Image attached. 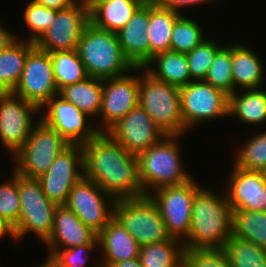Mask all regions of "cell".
Listing matches in <instances>:
<instances>
[{"label": "cell", "instance_id": "obj_46", "mask_svg": "<svg viewBox=\"0 0 266 267\" xmlns=\"http://www.w3.org/2000/svg\"><path fill=\"white\" fill-rule=\"evenodd\" d=\"M111 267H143L140 259L135 258L133 260H124L117 263H114Z\"/></svg>", "mask_w": 266, "mask_h": 267}, {"label": "cell", "instance_id": "obj_18", "mask_svg": "<svg viewBox=\"0 0 266 267\" xmlns=\"http://www.w3.org/2000/svg\"><path fill=\"white\" fill-rule=\"evenodd\" d=\"M139 84V75L137 77L133 74L103 79V96L99 111L103 127L100 132H106L132 108L139 105Z\"/></svg>", "mask_w": 266, "mask_h": 267}, {"label": "cell", "instance_id": "obj_40", "mask_svg": "<svg viewBox=\"0 0 266 267\" xmlns=\"http://www.w3.org/2000/svg\"><path fill=\"white\" fill-rule=\"evenodd\" d=\"M188 267H231L223 249H184Z\"/></svg>", "mask_w": 266, "mask_h": 267}, {"label": "cell", "instance_id": "obj_6", "mask_svg": "<svg viewBox=\"0 0 266 267\" xmlns=\"http://www.w3.org/2000/svg\"><path fill=\"white\" fill-rule=\"evenodd\" d=\"M113 218L129 231L140 246L171 239L160 210L149 195L115 200Z\"/></svg>", "mask_w": 266, "mask_h": 267}, {"label": "cell", "instance_id": "obj_35", "mask_svg": "<svg viewBox=\"0 0 266 267\" xmlns=\"http://www.w3.org/2000/svg\"><path fill=\"white\" fill-rule=\"evenodd\" d=\"M200 27L198 22L181 15L173 25L171 50L186 54L201 44L206 37Z\"/></svg>", "mask_w": 266, "mask_h": 267}, {"label": "cell", "instance_id": "obj_45", "mask_svg": "<svg viewBox=\"0 0 266 267\" xmlns=\"http://www.w3.org/2000/svg\"><path fill=\"white\" fill-rule=\"evenodd\" d=\"M6 234L13 237V239L16 238L13 226L0 216V239Z\"/></svg>", "mask_w": 266, "mask_h": 267}, {"label": "cell", "instance_id": "obj_48", "mask_svg": "<svg viewBox=\"0 0 266 267\" xmlns=\"http://www.w3.org/2000/svg\"><path fill=\"white\" fill-rule=\"evenodd\" d=\"M84 3L86 4L89 12L99 3H102V2H107V1H110V0H83Z\"/></svg>", "mask_w": 266, "mask_h": 267}, {"label": "cell", "instance_id": "obj_1", "mask_svg": "<svg viewBox=\"0 0 266 267\" xmlns=\"http://www.w3.org/2000/svg\"><path fill=\"white\" fill-rule=\"evenodd\" d=\"M84 177L97 183L115 200L145 196L138 174L137 157L106 132L82 145Z\"/></svg>", "mask_w": 266, "mask_h": 267}, {"label": "cell", "instance_id": "obj_9", "mask_svg": "<svg viewBox=\"0 0 266 267\" xmlns=\"http://www.w3.org/2000/svg\"><path fill=\"white\" fill-rule=\"evenodd\" d=\"M200 188L201 186L192 178L184 184L161 187L156 189L155 193L149 194L157 204L171 238L183 241L188 237L191 227L193 198Z\"/></svg>", "mask_w": 266, "mask_h": 267}, {"label": "cell", "instance_id": "obj_7", "mask_svg": "<svg viewBox=\"0 0 266 267\" xmlns=\"http://www.w3.org/2000/svg\"><path fill=\"white\" fill-rule=\"evenodd\" d=\"M20 212L13 227L16 238L22 239L28 232L36 233L43 242L52 234L56 204L48 199L37 178L18 174Z\"/></svg>", "mask_w": 266, "mask_h": 267}, {"label": "cell", "instance_id": "obj_20", "mask_svg": "<svg viewBox=\"0 0 266 267\" xmlns=\"http://www.w3.org/2000/svg\"><path fill=\"white\" fill-rule=\"evenodd\" d=\"M45 244L49 248V255L53 256L62 248H74L84 244H98V234L86 226L65 205H57L54 213L52 234Z\"/></svg>", "mask_w": 266, "mask_h": 267}, {"label": "cell", "instance_id": "obj_11", "mask_svg": "<svg viewBox=\"0 0 266 267\" xmlns=\"http://www.w3.org/2000/svg\"><path fill=\"white\" fill-rule=\"evenodd\" d=\"M114 202L97 183L83 176L71 189L64 205L99 234L113 218Z\"/></svg>", "mask_w": 266, "mask_h": 267}, {"label": "cell", "instance_id": "obj_14", "mask_svg": "<svg viewBox=\"0 0 266 267\" xmlns=\"http://www.w3.org/2000/svg\"><path fill=\"white\" fill-rule=\"evenodd\" d=\"M83 167L82 145L70 144L55 158L48 171L37 179L50 201L64 205L71 189L84 176Z\"/></svg>", "mask_w": 266, "mask_h": 267}, {"label": "cell", "instance_id": "obj_23", "mask_svg": "<svg viewBox=\"0 0 266 267\" xmlns=\"http://www.w3.org/2000/svg\"><path fill=\"white\" fill-rule=\"evenodd\" d=\"M231 54L233 93L237 87L244 90L261 88L264 70L258 55L241 44H231Z\"/></svg>", "mask_w": 266, "mask_h": 267}, {"label": "cell", "instance_id": "obj_34", "mask_svg": "<svg viewBox=\"0 0 266 267\" xmlns=\"http://www.w3.org/2000/svg\"><path fill=\"white\" fill-rule=\"evenodd\" d=\"M231 45L221 46L214 56L204 82L223 91L228 96L233 94Z\"/></svg>", "mask_w": 266, "mask_h": 267}, {"label": "cell", "instance_id": "obj_17", "mask_svg": "<svg viewBox=\"0 0 266 267\" xmlns=\"http://www.w3.org/2000/svg\"><path fill=\"white\" fill-rule=\"evenodd\" d=\"M42 108L46 110L40 120L70 144L83 145L100 132L90 125L87 120L89 116L59 94L53 96Z\"/></svg>", "mask_w": 266, "mask_h": 267}, {"label": "cell", "instance_id": "obj_21", "mask_svg": "<svg viewBox=\"0 0 266 267\" xmlns=\"http://www.w3.org/2000/svg\"><path fill=\"white\" fill-rule=\"evenodd\" d=\"M149 21L150 0H147L116 33L123 55L133 67H145L149 63Z\"/></svg>", "mask_w": 266, "mask_h": 267}, {"label": "cell", "instance_id": "obj_27", "mask_svg": "<svg viewBox=\"0 0 266 267\" xmlns=\"http://www.w3.org/2000/svg\"><path fill=\"white\" fill-rule=\"evenodd\" d=\"M235 91L229 96L228 115L238 118L248 125L262 124L266 121V91L261 88Z\"/></svg>", "mask_w": 266, "mask_h": 267}, {"label": "cell", "instance_id": "obj_37", "mask_svg": "<svg viewBox=\"0 0 266 267\" xmlns=\"http://www.w3.org/2000/svg\"><path fill=\"white\" fill-rule=\"evenodd\" d=\"M220 48L218 42L205 39L192 51L186 53L192 81H204L214 56Z\"/></svg>", "mask_w": 266, "mask_h": 267}, {"label": "cell", "instance_id": "obj_4", "mask_svg": "<svg viewBox=\"0 0 266 267\" xmlns=\"http://www.w3.org/2000/svg\"><path fill=\"white\" fill-rule=\"evenodd\" d=\"M180 135H166L159 143L138 154V174L145 195L151 189L181 185L193 177L182 169L181 154L177 138Z\"/></svg>", "mask_w": 266, "mask_h": 267}, {"label": "cell", "instance_id": "obj_2", "mask_svg": "<svg viewBox=\"0 0 266 267\" xmlns=\"http://www.w3.org/2000/svg\"><path fill=\"white\" fill-rule=\"evenodd\" d=\"M232 236V208L226 194L200 188L193 198L191 227L184 249H223Z\"/></svg>", "mask_w": 266, "mask_h": 267}, {"label": "cell", "instance_id": "obj_42", "mask_svg": "<svg viewBox=\"0 0 266 267\" xmlns=\"http://www.w3.org/2000/svg\"><path fill=\"white\" fill-rule=\"evenodd\" d=\"M156 5L167 8L170 10H174L178 12L179 8H184L186 6H194L196 4H205L204 2H212L214 0H152Z\"/></svg>", "mask_w": 266, "mask_h": 267}, {"label": "cell", "instance_id": "obj_33", "mask_svg": "<svg viewBox=\"0 0 266 267\" xmlns=\"http://www.w3.org/2000/svg\"><path fill=\"white\" fill-rule=\"evenodd\" d=\"M223 250L231 267H266V249L252 242L231 236Z\"/></svg>", "mask_w": 266, "mask_h": 267}, {"label": "cell", "instance_id": "obj_13", "mask_svg": "<svg viewBox=\"0 0 266 267\" xmlns=\"http://www.w3.org/2000/svg\"><path fill=\"white\" fill-rule=\"evenodd\" d=\"M39 111L38 106L12 92L0 93V140L12 156L29 138L35 126L33 115Z\"/></svg>", "mask_w": 266, "mask_h": 267}, {"label": "cell", "instance_id": "obj_31", "mask_svg": "<svg viewBox=\"0 0 266 267\" xmlns=\"http://www.w3.org/2000/svg\"><path fill=\"white\" fill-rule=\"evenodd\" d=\"M232 236L266 249V211H232Z\"/></svg>", "mask_w": 266, "mask_h": 267}, {"label": "cell", "instance_id": "obj_44", "mask_svg": "<svg viewBox=\"0 0 266 267\" xmlns=\"http://www.w3.org/2000/svg\"><path fill=\"white\" fill-rule=\"evenodd\" d=\"M18 38L6 28L3 27V24L0 23V52L8 48L13 44Z\"/></svg>", "mask_w": 266, "mask_h": 267}, {"label": "cell", "instance_id": "obj_36", "mask_svg": "<svg viewBox=\"0 0 266 267\" xmlns=\"http://www.w3.org/2000/svg\"><path fill=\"white\" fill-rule=\"evenodd\" d=\"M234 165L244 170L266 173V131L245 142Z\"/></svg>", "mask_w": 266, "mask_h": 267}, {"label": "cell", "instance_id": "obj_8", "mask_svg": "<svg viewBox=\"0 0 266 267\" xmlns=\"http://www.w3.org/2000/svg\"><path fill=\"white\" fill-rule=\"evenodd\" d=\"M69 145L58 132L38 120L27 141L13 155L14 171L28 178H39Z\"/></svg>", "mask_w": 266, "mask_h": 267}, {"label": "cell", "instance_id": "obj_29", "mask_svg": "<svg viewBox=\"0 0 266 267\" xmlns=\"http://www.w3.org/2000/svg\"><path fill=\"white\" fill-rule=\"evenodd\" d=\"M102 85L103 79L89 76L81 82L62 88L59 95L90 118H94L99 116L101 108Z\"/></svg>", "mask_w": 266, "mask_h": 267}, {"label": "cell", "instance_id": "obj_10", "mask_svg": "<svg viewBox=\"0 0 266 267\" xmlns=\"http://www.w3.org/2000/svg\"><path fill=\"white\" fill-rule=\"evenodd\" d=\"M179 92L184 133L198 122L229 116V96L211 84L192 81Z\"/></svg>", "mask_w": 266, "mask_h": 267}, {"label": "cell", "instance_id": "obj_12", "mask_svg": "<svg viewBox=\"0 0 266 267\" xmlns=\"http://www.w3.org/2000/svg\"><path fill=\"white\" fill-rule=\"evenodd\" d=\"M12 93L35 104L41 111L53 96L59 94L49 52L35 46L28 53L21 78Z\"/></svg>", "mask_w": 266, "mask_h": 267}, {"label": "cell", "instance_id": "obj_43", "mask_svg": "<svg viewBox=\"0 0 266 267\" xmlns=\"http://www.w3.org/2000/svg\"><path fill=\"white\" fill-rule=\"evenodd\" d=\"M33 2L46 6L50 9L63 10L70 8L78 0H32Z\"/></svg>", "mask_w": 266, "mask_h": 267}, {"label": "cell", "instance_id": "obj_19", "mask_svg": "<svg viewBox=\"0 0 266 267\" xmlns=\"http://www.w3.org/2000/svg\"><path fill=\"white\" fill-rule=\"evenodd\" d=\"M226 191L233 210L266 211V173L233 165Z\"/></svg>", "mask_w": 266, "mask_h": 267}, {"label": "cell", "instance_id": "obj_38", "mask_svg": "<svg viewBox=\"0 0 266 267\" xmlns=\"http://www.w3.org/2000/svg\"><path fill=\"white\" fill-rule=\"evenodd\" d=\"M57 10L30 1L24 10V20L30 29L28 41L36 42L53 23Z\"/></svg>", "mask_w": 266, "mask_h": 267}, {"label": "cell", "instance_id": "obj_16", "mask_svg": "<svg viewBox=\"0 0 266 267\" xmlns=\"http://www.w3.org/2000/svg\"><path fill=\"white\" fill-rule=\"evenodd\" d=\"M106 133L126 151L136 156L159 143L167 135L140 105L132 108Z\"/></svg>", "mask_w": 266, "mask_h": 267}, {"label": "cell", "instance_id": "obj_25", "mask_svg": "<svg viewBox=\"0 0 266 267\" xmlns=\"http://www.w3.org/2000/svg\"><path fill=\"white\" fill-rule=\"evenodd\" d=\"M154 62L157 63L156 68L152 69ZM144 69L154 78L179 88L192 82L185 53L172 50L159 53L151 58Z\"/></svg>", "mask_w": 266, "mask_h": 267}, {"label": "cell", "instance_id": "obj_47", "mask_svg": "<svg viewBox=\"0 0 266 267\" xmlns=\"http://www.w3.org/2000/svg\"><path fill=\"white\" fill-rule=\"evenodd\" d=\"M47 257V260L43 264L38 265L37 267H61V265L54 259L53 256L49 255Z\"/></svg>", "mask_w": 266, "mask_h": 267}, {"label": "cell", "instance_id": "obj_30", "mask_svg": "<svg viewBox=\"0 0 266 267\" xmlns=\"http://www.w3.org/2000/svg\"><path fill=\"white\" fill-rule=\"evenodd\" d=\"M139 259L143 267H180L184 263L183 241L171 238L141 246Z\"/></svg>", "mask_w": 266, "mask_h": 267}, {"label": "cell", "instance_id": "obj_39", "mask_svg": "<svg viewBox=\"0 0 266 267\" xmlns=\"http://www.w3.org/2000/svg\"><path fill=\"white\" fill-rule=\"evenodd\" d=\"M19 212L18 173L14 171L12 178L0 185V216L14 227L17 224Z\"/></svg>", "mask_w": 266, "mask_h": 267}, {"label": "cell", "instance_id": "obj_26", "mask_svg": "<svg viewBox=\"0 0 266 267\" xmlns=\"http://www.w3.org/2000/svg\"><path fill=\"white\" fill-rule=\"evenodd\" d=\"M180 16V12L160 7L150 0L149 61L155 55L171 50L173 25Z\"/></svg>", "mask_w": 266, "mask_h": 267}, {"label": "cell", "instance_id": "obj_22", "mask_svg": "<svg viewBox=\"0 0 266 267\" xmlns=\"http://www.w3.org/2000/svg\"><path fill=\"white\" fill-rule=\"evenodd\" d=\"M98 246L103 253L100 267H111L120 261L139 258L141 248L129 231L114 218L98 234Z\"/></svg>", "mask_w": 266, "mask_h": 267}, {"label": "cell", "instance_id": "obj_28", "mask_svg": "<svg viewBox=\"0 0 266 267\" xmlns=\"http://www.w3.org/2000/svg\"><path fill=\"white\" fill-rule=\"evenodd\" d=\"M35 42L16 40L0 52V93L12 92L18 84L28 53Z\"/></svg>", "mask_w": 266, "mask_h": 267}, {"label": "cell", "instance_id": "obj_49", "mask_svg": "<svg viewBox=\"0 0 266 267\" xmlns=\"http://www.w3.org/2000/svg\"><path fill=\"white\" fill-rule=\"evenodd\" d=\"M180 267H188L185 263H183Z\"/></svg>", "mask_w": 266, "mask_h": 267}, {"label": "cell", "instance_id": "obj_41", "mask_svg": "<svg viewBox=\"0 0 266 267\" xmlns=\"http://www.w3.org/2000/svg\"><path fill=\"white\" fill-rule=\"evenodd\" d=\"M96 246L98 247V244H84L74 248L60 249L53 257L61 267H84L88 261V252L93 251Z\"/></svg>", "mask_w": 266, "mask_h": 267}, {"label": "cell", "instance_id": "obj_32", "mask_svg": "<svg viewBox=\"0 0 266 267\" xmlns=\"http://www.w3.org/2000/svg\"><path fill=\"white\" fill-rule=\"evenodd\" d=\"M50 57L58 91L89 77L77 50L53 52Z\"/></svg>", "mask_w": 266, "mask_h": 267}, {"label": "cell", "instance_id": "obj_15", "mask_svg": "<svg viewBox=\"0 0 266 267\" xmlns=\"http://www.w3.org/2000/svg\"><path fill=\"white\" fill-rule=\"evenodd\" d=\"M89 22V10L83 0H78L70 8L57 10L53 23L35 42V46L49 53L76 50Z\"/></svg>", "mask_w": 266, "mask_h": 267}, {"label": "cell", "instance_id": "obj_3", "mask_svg": "<svg viewBox=\"0 0 266 267\" xmlns=\"http://www.w3.org/2000/svg\"><path fill=\"white\" fill-rule=\"evenodd\" d=\"M76 50L90 77L107 79L142 71L123 55L115 32L99 29L91 22L85 26Z\"/></svg>", "mask_w": 266, "mask_h": 267}, {"label": "cell", "instance_id": "obj_24", "mask_svg": "<svg viewBox=\"0 0 266 267\" xmlns=\"http://www.w3.org/2000/svg\"><path fill=\"white\" fill-rule=\"evenodd\" d=\"M147 0H110L97 4L90 12V22L97 28L117 33Z\"/></svg>", "mask_w": 266, "mask_h": 267}, {"label": "cell", "instance_id": "obj_5", "mask_svg": "<svg viewBox=\"0 0 266 267\" xmlns=\"http://www.w3.org/2000/svg\"><path fill=\"white\" fill-rule=\"evenodd\" d=\"M139 105L167 135L184 134L179 87L158 80L142 67Z\"/></svg>", "mask_w": 266, "mask_h": 267}]
</instances>
